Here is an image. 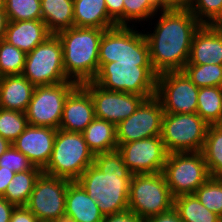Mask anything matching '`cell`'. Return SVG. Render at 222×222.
Returning <instances> with one entry per match:
<instances>
[{
  "instance_id": "6da1fadb",
  "label": "cell",
  "mask_w": 222,
  "mask_h": 222,
  "mask_svg": "<svg viewBox=\"0 0 222 222\" xmlns=\"http://www.w3.org/2000/svg\"><path fill=\"white\" fill-rule=\"evenodd\" d=\"M157 14L160 16L153 33H144L153 70L157 75L183 71L189 60L193 37L202 24L186 6L159 10Z\"/></svg>"
},
{
  "instance_id": "7a4b0ae2",
  "label": "cell",
  "mask_w": 222,
  "mask_h": 222,
  "mask_svg": "<svg viewBox=\"0 0 222 222\" xmlns=\"http://www.w3.org/2000/svg\"><path fill=\"white\" fill-rule=\"evenodd\" d=\"M131 177L122 155L115 150L94 155L93 164L76 181L106 216L128 210Z\"/></svg>"
},
{
  "instance_id": "3957f363",
  "label": "cell",
  "mask_w": 222,
  "mask_h": 222,
  "mask_svg": "<svg viewBox=\"0 0 222 222\" xmlns=\"http://www.w3.org/2000/svg\"><path fill=\"white\" fill-rule=\"evenodd\" d=\"M104 29L71 27L57 33L63 46L66 76L82 84L92 81L99 70V45Z\"/></svg>"
},
{
  "instance_id": "277c9868",
  "label": "cell",
  "mask_w": 222,
  "mask_h": 222,
  "mask_svg": "<svg viewBox=\"0 0 222 222\" xmlns=\"http://www.w3.org/2000/svg\"><path fill=\"white\" fill-rule=\"evenodd\" d=\"M93 161L94 154L82 133L57 129L50 160L42 171L50 176L76 181Z\"/></svg>"
},
{
  "instance_id": "5b68a950",
  "label": "cell",
  "mask_w": 222,
  "mask_h": 222,
  "mask_svg": "<svg viewBox=\"0 0 222 222\" xmlns=\"http://www.w3.org/2000/svg\"><path fill=\"white\" fill-rule=\"evenodd\" d=\"M115 61L152 66L145 34L137 31L133 23L129 26H115L103 33L99 45V68Z\"/></svg>"
},
{
  "instance_id": "8992f818",
  "label": "cell",
  "mask_w": 222,
  "mask_h": 222,
  "mask_svg": "<svg viewBox=\"0 0 222 222\" xmlns=\"http://www.w3.org/2000/svg\"><path fill=\"white\" fill-rule=\"evenodd\" d=\"M157 76L152 66L115 61L103 64L92 82L107 90L133 93L148 99L156 96Z\"/></svg>"
},
{
  "instance_id": "52a82bcc",
  "label": "cell",
  "mask_w": 222,
  "mask_h": 222,
  "mask_svg": "<svg viewBox=\"0 0 222 222\" xmlns=\"http://www.w3.org/2000/svg\"><path fill=\"white\" fill-rule=\"evenodd\" d=\"M174 197L160 173L132 174L128 210L146 220L173 208Z\"/></svg>"
},
{
  "instance_id": "ba28073f",
  "label": "cell",
  "mask_w": 222,
  "mask_h": 222,
  "mask_svg": "<svg viewBox=\"0 0 222 222\" xmlns=\"http://www.w3.org/2000/svg\"><path fill=\"white\" fill-rule=\"evenodd\" d=\"M22 75L35 87L55 85L70 79L63 65V46L57 34H51L26 54Z\"/></svg>"
},
{
  "instance_id": "9c48e42d",
  "label": "cell",
  "mask_w": 222,
  "mask_h": 222,
  "mask_svg": "<svg viewBox=\"0 0 222 222\" xmlns=\"http://www.w3.org/2000/svg\"><path fill=\"white\" fill-rule=\"evenodd\" d=\"M162 174L174 198L194 194L210 178L202 151L169 153Z\"/></svg>"
},
{
  "instance_id": "30bf717a",
  "label": "cell",
  "mask_w": 222,
  "mask_h": 222,
  "mask_svg": "<svg viewBox=\"0 0 222 222\" xmlns=\"http://www.w3.org/2000/svg\"><path fill=\"white\" fill-rule=\"evenodd\" d=\"M208 126L197 113H164L161 138L167 152L202 151Z\"/></svg>"
},
{
  "instance_id": "8fae6325",
  "label": "cell",
  "mask_w": 222,
  "mask_h": 222,
  "mask_svg": "<svg viewBox=\"0 0 222 222\" xmlns=\"http://www.w3.org/2000/svg\"><path fill=\"white\" fill-rule=\"evenodd\" d=\"M78 85L69 80L55 85L36 86L25 111L29 125L59 129L66 98Z\"/></svg>"
},
{
  "instance_id": "7c38bea8",
  "label": "cell",
  "mask_w": 222,
  "mask_h": 222,
  "mask_svg": "<svg viewBox=\"0 0 222 222\" xmlns=\"http://www.w3.org/2000/svg\"><path fill=\"white\" fill-rule=\"evenodd\" d=\"M199 89L183 71L165 72L157 76L156 97L164 113H197Z\"/></svg>"
},
{
  "instance_id": "4fadbf2b",
  "label": "cell",
  "mask_w": 222,
  "mask_h": 222,
  "mask_svg": "<svg viewBox=\"0 0 222 222\" xmlns=\"http://www.w3.org/2000/svg\"><path fill=\"white\" fill-rule=\"evenodd\" d=\"M70 180L41 173L25 205L40 222H53L65 212Z\"/></svg>"
},
{
  "instance_id": "5bb4252c",
  "label": "cell",
  "mask_w": 222,
  "mask_h": 222,
  "mask_svg": "<svg viewBox=\"0 0 222 222\" xmlns=\"http://www.w3.org/2000/svg\"><path fill=\"white\" fill-rule=\"evenodd\" d=\"M163 115L162 104L156 96L145 99L132 115L116 125L118 145L161 136Z\"/></svg>"
},
{
  "instance_id": "9a60e30c",
  "label": "cell",
  "mask_w": 222,
  "mask_h": 222,
  "mask_svg": "<svg viewBox=\"0 0 222 222\" xmlns=\"http://www.w3.org/2000/svg\"><path fill=\"white\" fill-rule=\"evenodd\" d=\"M125 165L132 174L160 173L168 157L161 136L118 145Z\"/></svg>"
},
{
  "instance_id": "2e32d148",
  "label": "cell",
  "mask_w": 222,
  "mask_h": 222,
  "mask_svg": "<svg viewBox=\"0 0 222 222\" xmlns=\"http://www.w3.org/2000/svg\"><path fill=\"white\" fill-rule=\"evenodd\" d=\"M81 85L92 97L95 117L115 125L132 115L145 100L143 96L137 94L104 89L92 81Z\"/></svg>"
},
{
  "instance_id": "e0dca14e",
  "label": "cell",
  "mask_w": 222,
  "mask_h": 222,
  "mask_svg": "<svg viewBox=\"0 0 222 222\" xmlns=\"http://www.w3.org/2000/svg\"><path fill=\"white\" fill-rule=\"evenodd\" d=\"M57 129L29 125L12 145L43 170L51 157Z\"/></svg>"
},
{
  "instance_id": "ac0fdd59",
  "label": "cell",
  "mask_w": 222,
  "mask_h": 222,
  "mask_svg": "<svg viewBox=\"0 0 222 222\" xmlns=\"http://www.w3.org/2000/svg\"><path fill=\"white\" fill-rule=\"evenodd\" d=\"M94 118L95 110L92 97L79 84L66 98L59 129L82 133Z\"/></svg>"
},
{
  "instance_id": "d6986e66",
  "label": "cell",
  "mask_w": 222,
  "mask_h": 222,
  "mask_svg": "<svg viewBox=\"0 0 222 222\" xmlns=\"http://www.w3.org/2000/svg\"><path fill=\"white\" fill-rule=\"evenodd\" d=\"M187 64L222 65V25L202 24L196 31Z\"/></svg>"
},
{
  "instance_id": "ffe728a7",
  "label": "cell",
  "mask_w": 222,
  "mask_h": 222,
  "mask_svg": "<svg viewBox=\"0 0 222 222\" xmlns=\"http://www.w3.org/2000/svg\"><path fill=\"white\" fill-rule=\"evenodd\" d=\"M50 35L42 19L9 21L4 40L27 54Z\"/></svg>"
},
{
  "instance_id": "44dd1931",
  "label": "cell",
  "mask_w": 222,
  "mask_h": 222,
  "mask_svg": "<svg viewBox=\"0 0 222 222\" xmlns=\"http://www.w3.org/2000/svg\"><path fill=\"white\" fill-rule=\"evenodd\" d=\"M35 86L23 75L0 78V108L25 113Z\"/></svg>"
},
{
  "instance_id": "7402d4cb",
  "label": "cell",
  "mask_w": 222,
  "mask_h": 222,
  "mask_svg": "<svg viewBox=\"0 0 222 222\" xmlns=\"http://www.w3.org/2000/svg\"><path fill=\"white\" fill-rule=\"evenodd\" d=\"M65 212L76 222H103L104 215L77 181H70L66 192Z\"/></svg>"
},
{
  "instance_id": "603a6c76",
  "label": "cell",
  "mask_w": 222,
  "mask_h": 222,
  "mask_svg": "<svg viewBox=\"0 0 222 222\" xmlns=\"http://www.w3.org/2000/svg\"><path fill=\"white\" fill-rule=\"evenodd\" d=\"M74 27L110 29L116 22L109 16L105 0H73Z\"/></svg>"
},
{
  "instance_id": "cb8c5ba5",
  "label": "cell",
  "mask_w": 222,
  "mask_h": 222,
  "mask_svg": "<svg viewBox=\"0 0 222 222\" xmlns=\"http://www.w3.org/2000/svg\"><path fill=\"white\" fill-rule=\"evenodd\" d=\"M82 135L94 155L112 152L118 148L116 125L104 119L95 117Z\"/></svg>"
},
{
  "instance_id": "d4e9b609",
  "label": "cell",
  "mask_w": 222,
  "mask_h": 222,
  "mask_svg": "<svg viewBox=\"0 0 222 222\" xmlns=\"http://www.w3.org/2000/svg\"><path fill=\"white\" fill-rule=\"evenodd\" d=\"M41 13L51 34L74 27L73 0H41Z\"/></svg>"
},
{
  "instance_id": "484cf974",
  "label": "cell",
  "mask_w": 222,
  "mask_h": 222,
  "mask_svg": "<svg viewBox=\"0 0 222 222\" xmlns=\"http://www.w3.org/2000/svg\"><path fill=\"white\" fill-rule=\"evenodd\" d=\"M43 171L38 167L15 173L3 197L16 206H25L33 191L37 178Z\"/></svg>"
},
{
  "instance_id": "4316f807",
  "label": "cell",
  "mask_w": 222,
  "mask_h": 222,
  "mask_svg": "<svg viewBox=\"0 0 222 222\" xmlns=\"http://www.w3.org/2000/svg\"><path fill=\"white\" fill-rule=\"evenodd\" d=\"M173 208L183 222H222V217L207 209L194 194L174 198Z\"/></svg>"
},
{
  "instance_id": "83f0119b",
  "label": "cell",
  "mask_w": 222,
  "mask_h": 222,
  "mask_svg": "<svg viewBox=\"0 0 222 222\" xmlns=\"http://www.w3.org/2000/svg\"><path fill=\"white\" fill-rule=\"evenodd\" d=\"M202 153L210 177L222 178V124L208 126Z\"/></svg>"
},
{
  "instance_id": "f1b7e54d",
  "label": "cell",
  "mask_w": 222,
  "mask_h": 222,
  "mask_svg": "<svg viewBox=\"0 0 222 222\" xmlns=\"http://www.w3.org/2000/svg\"><path fill=\"white\" fill-rule=\"evenodd\" d=\"M197 114L208 124H222V87H201Z\"/></svg>"
},
{
  "instance_id": "f546056e",
  "label": "cell",
  "mask_w": 222,
  "mask_h": 222,
  "mask_svg": "<svg viewBox=\"0 0 222 222\" xmlns=\"http://www.w3.org/2000/svg\"><path fill=\"white\" fill-rule=\"evenodd\" d=\"M183 72L198 87H222V65L186 64Z\"/></svg>"
},
{
  "instance_id": "4dcf8cb0",
  "label": "cell",
  "mask_w": 222,
  "mask_h": 222,
  "mask_svg": "<svg viewBox=\"0 0 222 222\" xmlns=\"http://www.w3.org/2000/svg\"><path fill=\"white\" fill-rule=\"evenodd\" d=\"M26 60V53L0 40V78L4 76L22 75Z\"/></svg>"
},
{
  "instance_id": "1f68e13d",
  "label": "cell",
  "mask_w": 222,
  "mask_h": 222,
  "mask_svg": "<svg viewBox=\"0 0 222 222\" xmlns=\"http://www.w3.org/2000/svg\"><path fill=\"white\" fill-rule=\"evenodd\" d=\"M185 6L201 24L222 25V0H185Z\"/></svg>"
},
{
  "instance_id": "d6a6232c",
  "label": "cell",
  "mask_w": 222,
  "mask_h": 222,
  "mask_svg": "<svg viewBox=\"0 0 222 222\" xmlns=\"http://www.w3.org/2000/svg\"><path fill=\"white\" fill-rule=\"evenodd\" d=\"M8 21L42 19L41 0H4Z\"/></svg>"
},
{
  "instance_id": "836d02e7",
  "label": "cell",
  "mask_w": 222,
  "mask_h": 222,
  "mask_svg": "<svg viewBox=\"0 0 222 222\" xmlns=\"http://www.w3.org/2000/svg\"><path fill=\"white\" fill-rule=\"evenodd\" d=\"M28 126L25 113L0 108V136L11 144Z\"/></svg>"
},
{
  "instance_id": "e575fe53",
  "label": "cell",
  "mask_w": 222,
  "mask_h": 222,
  "mask_svg": "<svg viewBox=\"0 0 222 222\" xmlns=\"http://www.w3.org/2000/svg\"><path fill=\"white\" fill-rule=\"evenodd\" d=\"M194 195L207 209L222 217V178L210 177Z\"/></svg>"
},
{
  "instance_id": "d590c367",
  "label": "cell",
  "mask_w": 222,
  "mask_h": 222,
  "mask_svg": "<svg viewBox=\"0 0 222 222\" xmlns=\"http://www.w3.org/2000/svg\"><path fill=\"white\" fill-rule=\"evenodd\" d=\"M158 10L152 0H124V26L131 22H150V19L158 18Z\"/></svg>"
},
{
  "instance_id": "8d00e7d4",
  "label": "cell",
  "mask_w": 222,
  "mask_h": 222,
  "mask_svg": "<svg viewBox=\"0 0 222 222\" xmlns=\"http://www.w3.org/2000/svg\"><path fill=\"white\" fill-rule=\"evenodd\" d=\"M0 167H2V169H10L17 173L31 170L34 165L22 152L18 151L13 145H11L0 156Z\"/></svg>"
},
{
  "instance_id": "74e56055",
  "label": "cell",
  "mask_w": 222,
  "mask_h": 222,
  "mask_svg": "<svg viewBox=\"0 0 222 222\" xmlns=\"http://www.w3.org/2000/svg\"><path fill=\"white\" fill-rule=\"evenodd\" d=\"M109 16L117 26H124V0H105Z\"/></svg>"
},
{
  "instance_id": "f35d334b",
  "label": "cell",
  "mask_w": 222,
  "mask_h": 222,
  "mask_svg": "<svg viewBox=\"0 0 222 222\" xmlns=\"http://www.w3.org/2000/svg\"><path fill=\"white\" fill-rule=\"evenodd\" d=\"M10 222H40V221L26 206H16L12 212Z\"/></svg>"
},
{
  "instance_id": "ab89813d",
  "label": "cell",
  "mask_w": 222,
  "mask_h": 222,
  "mask_svg": "<svg viewBox=\"0 0 222 222\" xmlns=\"http://www.w3.org/2000/svg\"><path fill=\"white\" fill-rule=\"evenodd\" d=\"M103 222H145V220L138 217L135 213L126 210L121 213L106 215Z\"/></svg>"
},
{
  "instance_id": "60d3db41",
  "label": "cell",
  "mask_w": 222,
  "mask_h": 222,
  "mask_svg": "<svg viewBox=\"0 0 222 222\" xmlns=\"http://www.w3.org/2000/svg\"><path fill=\"white\" fill-rule=\"evenodd\" d=\"M145 222H183V221L179 217L176 210L172 208L164 213L147 218Z\"/></svg>"
},
{
  "instance_id": "b9f144b4",
  "label": "cell",
  "mask_w": 222,
  "mask_h": 222,
  "mask_svg": "<svg viewBox=\"0 0 222 222\" xmlns=\"http://www.w3.org/2000/svg\"><path fill=\"white\" fill-rule=\"evenodd\" d=\"M15 207L16 205L8 202L3 196H0V222H10Z\"/></svg>"
},
{
  "instance_id": "7bdbcfd3",
  "label": "cell",
  "mask_w": 222,
  "mask_h": 222,
  "mask_svg": "<svg viewBox=\"0 0 222 222\" xmlns=\"http://www.w3.org/2000/svg\"><path fill=\"white\" fill-rule=\"evenodd\" d=\"M159 10L179 9L185 6V0H152Z\"/></svg>"
},
{
  "instance_id": "ee69618b",
  "label": "cell",
  "mask_w": 222,
  "mask_h": 222,
  "mask_svg": "<svg viewBox=\"0 0 222 222\" xmlns=\"http://www.w3.org/2000/svg\"><path fill=\"white\" fill-rule=\"evenodd\" d=\"M15 172L12 170L2 169L0 167V196H3Z\"/></svg>"
},
{
  "instance_id": "f6af8a7d",
  "label": "cell",
  "mask_w": 222,
  "mask_h": 222,
  "mask_svg": "<svg viewBox=\"0 0 222 222\" xmlns=\"http://www.w3.org/2000/svg\"><path fill=\"white\" fill-rule=\"evenodd\" d=\"M8 18L7 14L5 13L4 9L0 10V40L4 39L5 36V31L7 29V24H8Z\"/></svg>"
},
{
  "instance_id": "bcb514c9",
  "label": "cell",
  "mask_w": 222,
  "mask_h": 222,
  "mask_svg": "<svg viewBox=\"0 0 222 222\" xmlns=\"http://www.w3.org/2000/svg\"><path fill=\"white\" fill-rule=\"evenodd\" d=\"M53 222H76V221L70 214L64 212L61 215H59Z\"/></svg>"
},
{
  "instance_id": "7dc6e473",
  "label": "cell",
  "mask_w": 222,
  "mask_h": 222,
  "mask_svg": "<svg viewBox=\"0 0 222 222\" xmlns=\"http://www.w3.org/2000/svg\"><path fill=\"white\" fill-rule=\"evenodd\" d=\"M12 144L0 136V156L11 146Z\"/></svg>"
},
{
  "instance_id": "c3c4849f",
  "label": "cell",
  "mask_w": 222,
  "mask_h": 222,
  "mask_svg": "<svg viewBox=\"0 0 222 222\" xmlns=\"http://www.w3.org/2000/svg\"><path fill=\"white\" fill-rule=\"evenodd\" d=\"M4 9V0H0V10Z\"/></svg>"
}]
</instances>
